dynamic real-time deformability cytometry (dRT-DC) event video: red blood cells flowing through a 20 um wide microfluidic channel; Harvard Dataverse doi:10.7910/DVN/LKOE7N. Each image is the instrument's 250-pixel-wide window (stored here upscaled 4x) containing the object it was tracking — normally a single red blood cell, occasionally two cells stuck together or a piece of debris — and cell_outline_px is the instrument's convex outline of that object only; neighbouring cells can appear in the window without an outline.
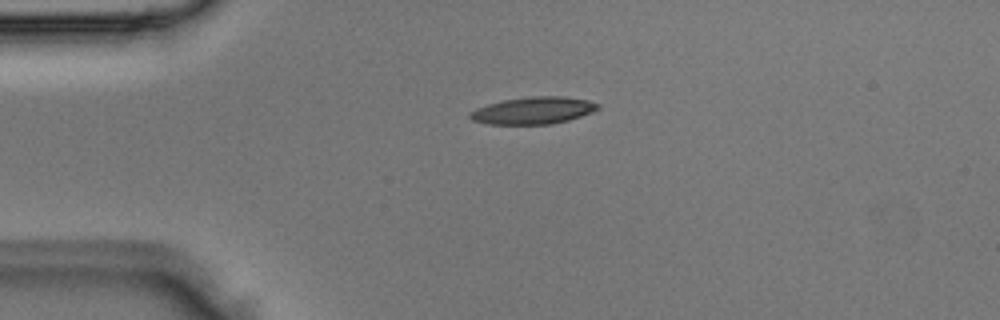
{"species": "Egyptian fruit bat (a non-hibernating species)", "species_latin": "Rousettus aegyptiacus", "temperature_condition": "room temperature", "stored_images_in_passage": 1, "camera_frame_rate_fps": 3000, "um_per_image_px": 0.085, "animal": {"sex": "male"}, "frame": {"image": 1, "passage_image": 1, "time_ms": 0.0, "image_size_px": [1000, 320], "cell_outline_px": [[600, 108], [592, 112], [568, 120], [552, 124], [488, 124], [472, 120], [468, 116], [468, 112], [476, 108], [488, 104], [504, 100], [532, 96], [564, 96], [588, 100], [600, 104]], "centroid_in_image_um": [45.32, 9.39], "position_along_channel_um": 39.7, "area_um2": 20.23}}